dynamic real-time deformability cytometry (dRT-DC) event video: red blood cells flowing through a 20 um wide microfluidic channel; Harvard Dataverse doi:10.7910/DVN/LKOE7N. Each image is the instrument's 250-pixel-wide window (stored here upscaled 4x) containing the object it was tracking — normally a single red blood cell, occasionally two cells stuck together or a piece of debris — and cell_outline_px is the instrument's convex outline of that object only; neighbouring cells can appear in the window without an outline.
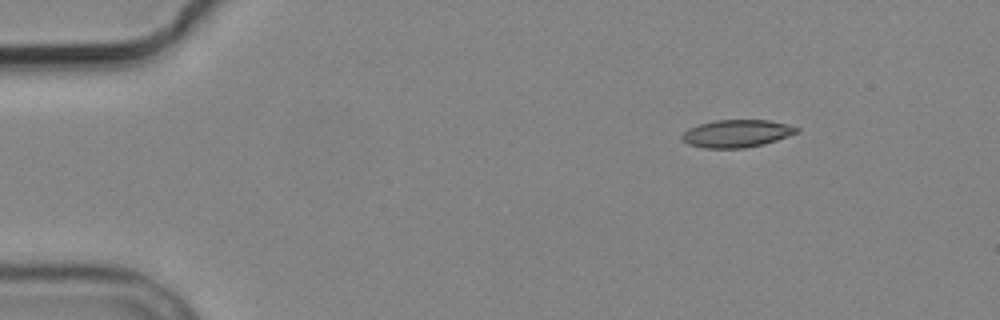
{"species": "common noctule bat (a hibernating species)", "species_latin": "Nyctalus noctula", "temperature_condition": "cold", "stored_images_in_passage": 8, "camera_frame_rate_fps": 3000, "um_per_image_px": 0.085, "animal": {"sex": "male", "body_mass_g": 19.2, "forearm_length_mm": 51.8}, "frame": {"image": 1, "passage_image": 2, "time_ms": 2.0, "image_size_px": [1000, 320], "cell_outline_px": [[800, 132], [764, 144], [744, 148], [704, 148], [688, 144], [680, 136], [688, 128], [712, 120], [768, 120], [788, 124], [800, 128]], "centroid_in_image_um": [62.64, 11.34], "position_along_channel_um": 22.4, "area_um2": 18.5}}
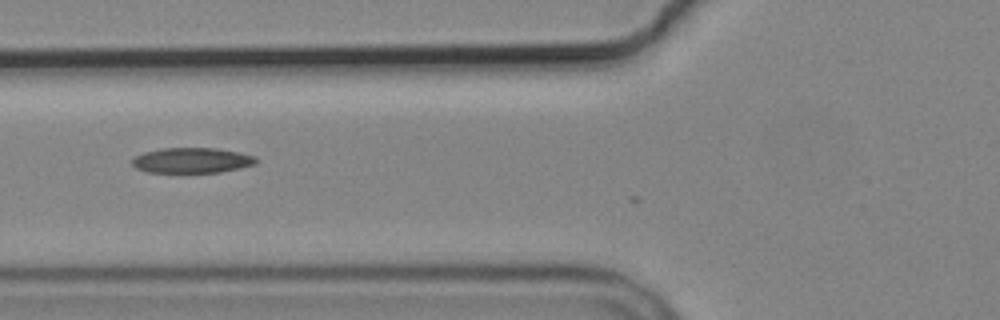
{"frame": {"image": 2, "passage_image": 6, "time_ms": 6.667, "image_size_px": [1000, 320], "cell_outline_px": [[256, 164], [240, 168], [220, 172], [148, 172], [136, 168], [132, 164], [132, 160], [136, 156], [144, 152], [160, 148], [216, 148], [240, 152], [256, 156]], "centroid_in_image_um": [16.33, 13.62], "position_along_channel_um": 109.5, "area_um2": 18.26}}
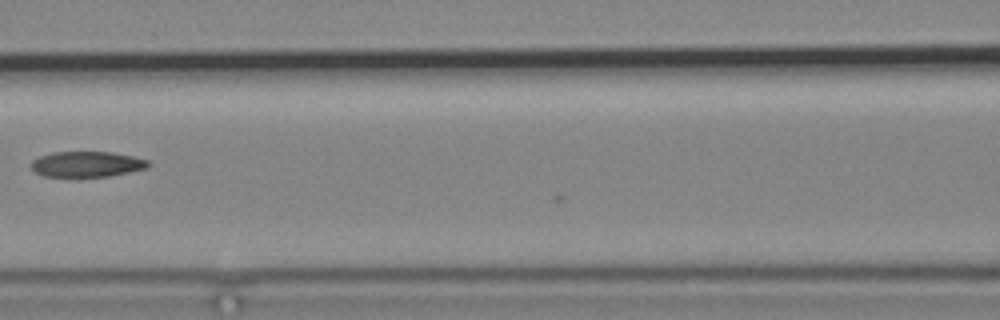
{"frame": {"image": 3, "passage_image": 7, "time_ms": 8.0, "image_size_px": [1000, 320], "cell_outline_px": [[152, 164], [148, 168], [108, 176], [44, 176], [36, 172], [32, 168], [32, 160], [40, 156], [52, 152], [112, 152], [132, 156], [148, 160]], "centroid_in_image_um": [7.42, 13.94], "position_along_channel_um": 159.2, "area_um2": 17.28}}